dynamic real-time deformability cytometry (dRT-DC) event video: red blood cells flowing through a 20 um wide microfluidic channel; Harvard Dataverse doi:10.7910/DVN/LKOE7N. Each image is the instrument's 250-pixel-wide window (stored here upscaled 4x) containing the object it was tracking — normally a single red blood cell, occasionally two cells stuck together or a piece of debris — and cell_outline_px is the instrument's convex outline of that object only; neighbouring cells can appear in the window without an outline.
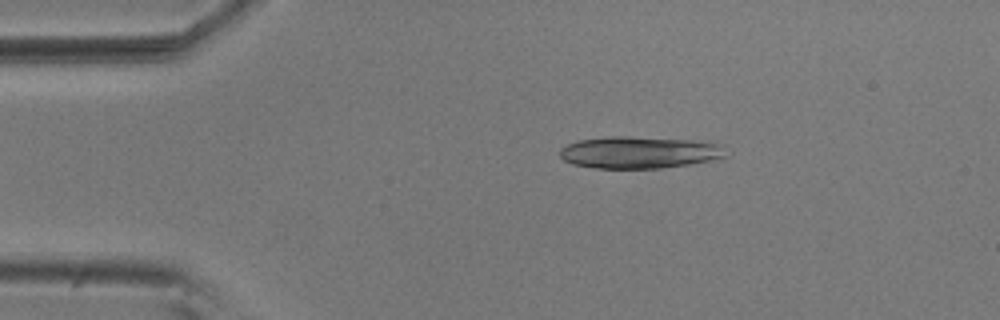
{"species": "common noctule bat (a hibernating species)", "species_latin": "Nyctalus noctula", "temperature_condition": "room temperature", "stored_images_in_passage": 32, "camera_frame_rate_fps": 3000, "um_per_image_px": 0.085, "animal": {"sex": "male", "body_mass_g": 20.5, "forearm_length_mm": 52.5}, "frame": {"image": 1, "passage_image": 6, "time_ms": 1.667, "image_size_px": [1000, 320], "cell_outline_px": [[724, 156], [712, 160], [664, 168], [592, 168], [572, 164], [564, 160], [560, 156], [560, 148], [568, 144], [580, 140], [612, 136], [628, 136], [688, 140], [716, 144]], "centroid_in_image_um": [54.21, 12.96], "position_along_channel_um": 30.8, "area_um2": 30.29}}